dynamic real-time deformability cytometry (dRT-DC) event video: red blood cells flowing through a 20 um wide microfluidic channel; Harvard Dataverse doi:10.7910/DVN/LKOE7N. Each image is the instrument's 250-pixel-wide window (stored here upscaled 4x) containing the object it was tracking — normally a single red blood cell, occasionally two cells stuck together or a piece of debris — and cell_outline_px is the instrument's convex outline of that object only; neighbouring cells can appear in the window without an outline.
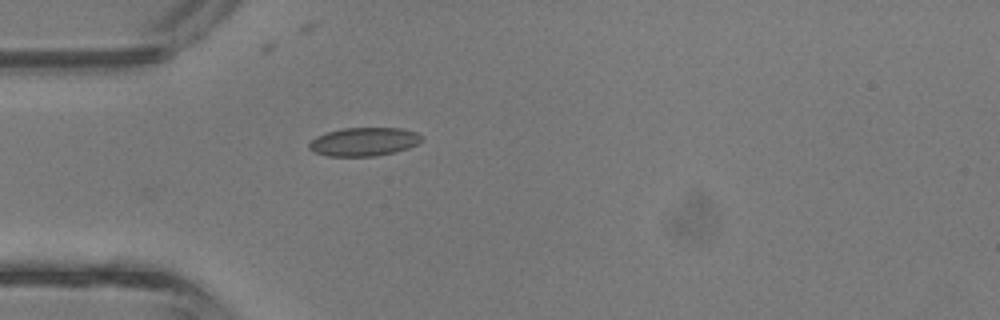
{"species": "common noctule bat (a hibernating species)", "species_latin": "Nyctalus noctula", "temperature_condition": "room temperature", "stored_images_in_passage": 32, "camera_frame_rate_fps": 3000, "um_per_image_px": 0.085, "animal": {"sex": "male", "body_mass_g": 13.3}, "frame": {"image": 1, "passage_image": 1, "time_ms": 0.0, "image_size_px": [1000, 320], "cell_outline_px": [[424, 140], [408, 148], [396, 152], [376, 156], [324, 156], [312, 152], [308, 148], [308, 144], [316, 136], [328, 132], [344, 128], [400, 128], [416, 132], [424, 136]], "centroid_in_image_um": [30.94, 12.05], "position_along_channel_um": 54.1, "area_um2": 18.9}}
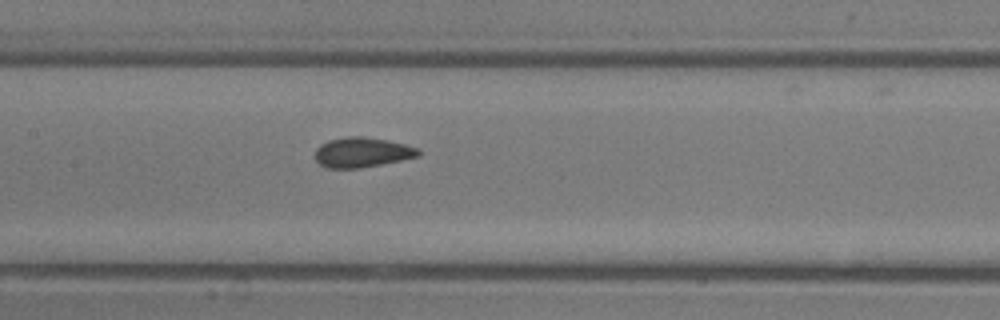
{"frame": {"image": 2, "passage_image": 9, "time_ms": 2.667, "image_size_px": [1000, 320], "cell_outline_px": [[420, 156], [360, 168], [328, 168], [320, 164], [316, 160], [316, 148], [320, 144], [328, 140], [344, 136], [364, 136], [388, 140], [420, 148]], "centroid_in_image_um": [30.78, 12.93], "position_along_channel_um": 176.6, "area_um2": 18.09}}
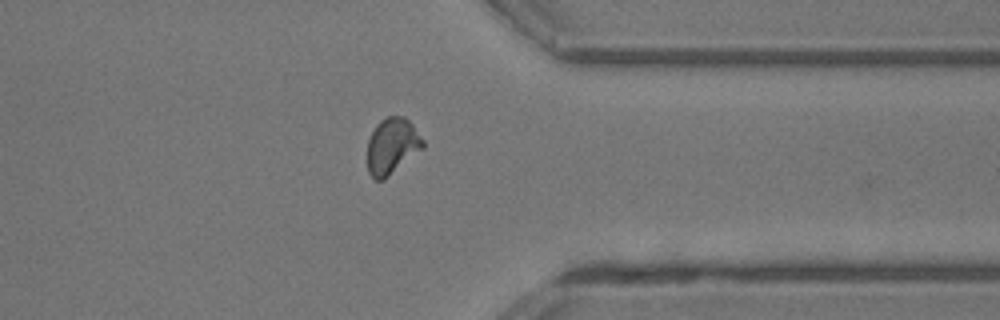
{"frame": {"image": 3, "passage_image": 22, "time_ms": 7.0, "image_size_px": [1000, 320], "cell_outline_px": [[424, 148], [384, 180], [376, 180], [368, 172], [368, 140], [376, 124], [380, 120], [388, 116], [404, 116], [412, 124], [424, 140]], "centroid_in_image_um": [33.34, 12.41], "position_along_channel_um": 378.1, "area_um2": 18.21}, "authors_computed_cell_mechanics": {"area_um2": 17.8602, "velocity_mm_per_s": 4.8207, "shape_relaxation_time_tau1_ms": null, "shape_relaxation_time_tau2_ms": 0.5177, "deformation_change_tau1": null, "deformation_change_tau2": 0.0576}}